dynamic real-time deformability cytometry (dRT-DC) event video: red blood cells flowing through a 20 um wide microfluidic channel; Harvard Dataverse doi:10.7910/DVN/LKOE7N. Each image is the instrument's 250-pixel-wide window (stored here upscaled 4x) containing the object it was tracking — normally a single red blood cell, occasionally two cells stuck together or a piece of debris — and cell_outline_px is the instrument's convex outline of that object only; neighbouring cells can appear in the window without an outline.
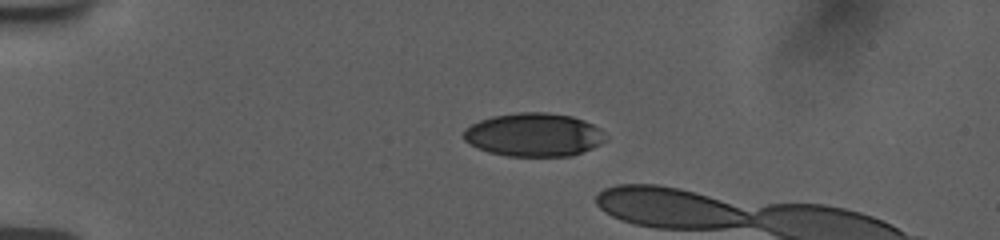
{"species": "human", "species_latin": "Homo sapiens", "temperature_condition": "room temperature", "stored_images_in_passage": 19, "camera_frame_rate_fps": 3000, "um_per_image_px": 0.085, "donor": {"sex": "female"}, "frame": {"image": 1, "passage_image": 14, "time_ms": 4.333, "image_size_px": [1000, 240], "cell_outline_px": [[608, 140], [592, 148], [572, 156], [508, 156], [488, 152], [476, 148], [468, 144], [464, 140], [464, 128], [480, 120], [492, 116], [520, 112], [548, 112], [572, 116], [584, 120], [600, 128]], "centroid_in_image_um": [45.37, 11.46], "position_along_channel_um": 39.6, "area_um2": 36.18}}